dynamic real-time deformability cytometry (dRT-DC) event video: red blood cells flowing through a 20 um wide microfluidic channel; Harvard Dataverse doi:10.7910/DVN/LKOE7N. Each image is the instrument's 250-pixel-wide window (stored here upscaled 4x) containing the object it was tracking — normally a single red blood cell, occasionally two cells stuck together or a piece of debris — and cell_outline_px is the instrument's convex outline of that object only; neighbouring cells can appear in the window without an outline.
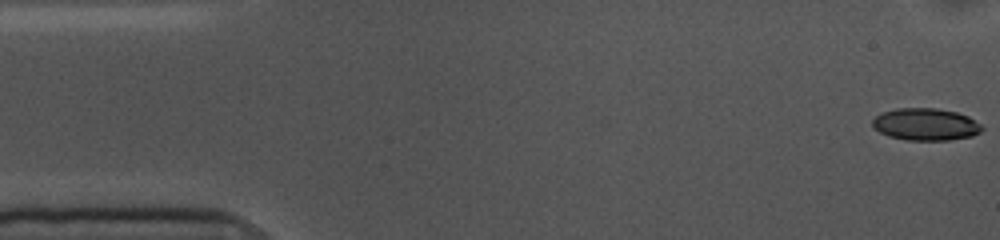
{"species": "common noctule bat (a hibernating species)", "species_latin": "Nyctalus noctula", "temperature_condition": "cold", "stored_images_in_passage": 55, "camera_frame_rate_fps": 3000, "um_per_image_px": 0.085, "animal": {"sex": "female", "body_mass_g": 10.0, "forearm_length_mm": 53.1}, "frame": {"image": 1, "passage_image": 1, "time_ms": 0.0, "image_size_px": [1000, 240], "cell_outline_px": [[984, 128], [980, 132], [972, 136], [948, 140], [908, 140], [888, 136], [880, 132], [872, 124], [872, 120], [876, 116], [884, 112], [896, 108], [936, 108], [956, 112], [968, 116], [980, 124]], "centroid_in_image_um": [78.69, 10.57], "position_along_channel_um": 6.3, "area_um2": 20.4}}
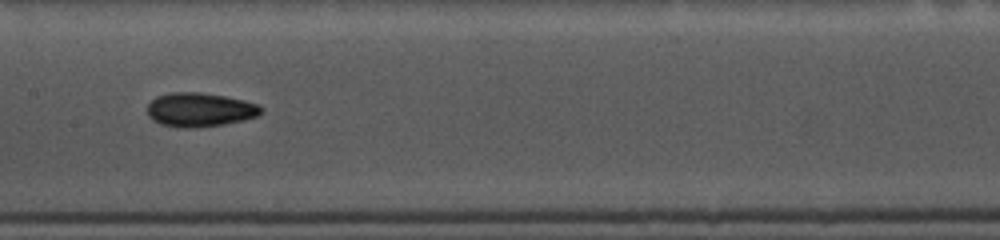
{"frame": {"image": 2, "passage_image": 26, "time_ms": 8.333, "image_size_px": [1000, 240], "cell_outline_px": [[264, 108], [256, 116], [224, 124], [192, 128], [176, 128], [160, 124], [152, 120], [148, 116], [148, 104], [156, 96], [172, 92], [200, 92], [224, 96], [244, 100], [260, 104]], "centroid_in_image_um": [16.95, 9.33], "position_along_channel_um": 190.4, "area_um2": 22.6}}
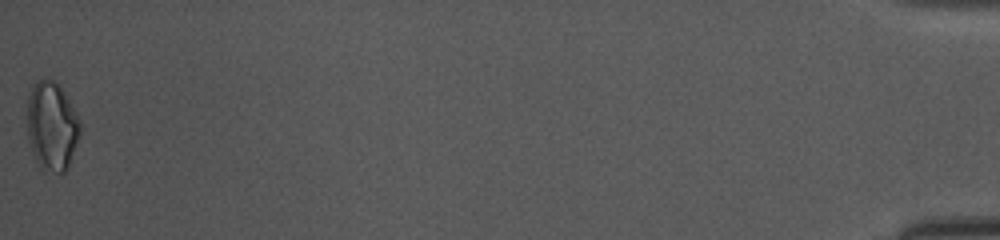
{"frame": {"image": 3, "passage_image": 55, "time_ms": 18.0, "image_size_px": [1000, 240], "cell_outline_px": [[80, 132], [68, 168], [64, 172], [56, 172], [40, 164], [36, 160], [32, 152], [28, 140], [28, 96], [36, 80], [52, 80], [64, 92], [80, 120]], "centroid_in_image_um": [4.41, 10.7], "position_along_channel_um": 430.8, "area_um2": 26.65}, "authors_computed_cell_mechanics": {"area_um2": 21.0392, "velocity_mm_per_s": 3.5797, "shape_relaxation_time_tau1_ms": 7.2485, "shape_relaxation_time_tau2_ms": 7.7009, "deformation_change_tau1": 0.1416, "deformation_change_tau2": 0.1467}}